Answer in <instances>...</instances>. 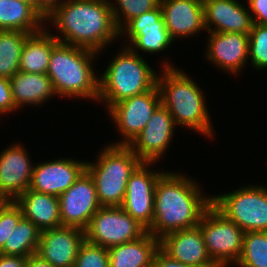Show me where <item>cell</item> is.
<instances>
[{"label": "cell", "mask_w": 267, "mask_h": 267, "mask_svg": "<svg viewBox=\"0 0 267 267\" xmlns=\"http://www.w3.org/2000/svg\"><path fill=\"white\" fill-rule=\"evenodd\" d=\"M152 267H192V266L183 264L171 258L161 248H159L154 256Z\"/></svg>", "instance_id": "36"}, {"label": "cell", "mask_w": 267, "mask_h": 267, "mask_svg": "<svg viewBox=\"0 0 267 267\" xmlns=\"http://www.w3.org/2000/svg\"><path fill=\"white\" fill-rule=\"evenodd\" d=\"M20 1L28 3L36 10V0H20Z\"/></svg>", "instance_id": "40"}, {"label": "cell", "mask_w": 267, "mask_h": 267, "mask_svg": "<svg viewBox=\"0 0 267 267\" xmlns=\"http://www.w3.org/2000/svg\"><path fill=\"white\" fill-rule=\"evenodd\" d=\"M16 106L12 97L10 79L0 76V114L6 115L16 111Z\"/></svg>", "instance_id": "34"}, {"label": "cell", "mask_w": 267, "mask_h": 267, "mask_svg": "<svg viewBox=\"0 0 267 267\" xmlns=\"http://www.w3.org/2000/svg\"><path fill=\"white\" fill-rule=\"evenodd\" d=\"M98 153L95 163L86 161L85 171L93 179L101 206H121L130 175L142 161L126 145L106 144Z\"/></svg>", "instance_id": "6"}, {"label": "cell", "mask_w": 267, "mask_h": 267, "mask_svg": "<svg viewBox=\"0 0 267 267\" xmlns=\"http://www.w3.org/2000/svg\"><path fill=\"white\" fill-rule=\"evenodd\" d=\"M46 26L37 33L30 34L21 53L19 71L47 74L53 48L59 41Z\"/></svg>", "instance_id": "25"}, {"label": "cell", "mask_w": 267, "mask_h": 267, "mask_svg": "<svg viewBox=\"0 0 267 267\" xmlns=\"http://www.w3.org/2000/svg\"><path fill=\"white\" fill-rule=\"evenodd\" d=\"M74 267H109L108 248L85 239L79 248Z\"/></svg>", "instance_id": "32"}, {"label": "cell", "mask_w": 267, "mask_h": 267, "mask_svg": "<svg viewBox=\"0 0 267 267\" xmlns=\"http://www.w3.org/2000/svg\"><path fill=\"white\" fill-rule=\"evenodd\" d=\"M22 218L21 208L15 201L7 200L0 205V250Z\"/></svg>", "instance_id": "33"}, {"label": "cell", "mask_w": 267, "mask_h": 267, "mask_svg": "<svg viewBox=\"0 0 267 267\" xmlns=\"http://www.w3.org/2000/svg\"><path fill=\"white\" fill-rule=\"evenodd\" d=\"M254 24L267 25V0H246Z\"/></svg>", "instance_id": "35"}, {"label": "cell", "mask_w": 267, "mask_h": 267, "mask_svg": "<svg viewBox=\"0 0 267 267\" xmlns=\"http://www.w3.org/2000/svg\"><path fill=\"white\" fill-rule=\"evenodd\" d=\"M208 34L205 55L209 63L230 74H239L249 61V35L233 32Z\"/></svg>", "instance_id": "18"}, {"label": "cell", "mask_w": 267, "mask_h": 267, "mask_svg": "<svg viewBox=\"0 0 267 267\" xmlns=\"http://www.w3.org/2000/svg\"><path fill=\"white\" fill-rule=\"evenodd\" d=\"M45 19L28 3L0 0V30H17L29 34L40 32Z\"/></svg>", "instance_id": "26"}, {"label": "cell", "mask_w": 267, "mask_h": 267, "mask_svg": "<svg viewBox=\"0 0 267 267\" xmlns=\"http://www.w3.org/2000/svg\"><path fill=\"white\" fill-rule=\"evenodd\" d=\"M149 65L142 54L135 53L123 45L116 57L114 56L110 61L105 72L99 76L97 102H102L109 110L124 99L155 88L158 74Z\"/></svg>", "instance_id": "5"}, {"label": "cell", "mask_w": 267, "mask_h": 267, "mask_svg": "<svg viewBox=\"0 0 267 267\" xmlns=\"http://www.w3.org/2000/svg\"><path fill=\"white\" fill-rule=\"evenodd\" d=\"M17 142L0 152V197L14 201L31 184L34 164L27 149Z\"/></svg>", "instance_id": "16"}, {"label": "cell", "mask_w": 267, "mask_h": 267, "mask_svg": "<svg viewBox=\"0 0 267 267\" xmlns=\"http://www.w3.org/2000/svg\"><path fill=\"white\" fill-rule=\"evenodd\" d=\"M156 163L142 162L130 175L122 209L147 230L152 226L154 216L155 187L158 179L166 172L154 171ZM151 165V166H150ZM149 167V168H148Z\"/></svg>", "instance_id": "12"}, {"label": "cell", "mask_w": 267, "mask_h": 267, "mask_svg": "<svg viewBox=\"0 0 267 267\" xmlns=\"http://www.w3.org/2000/svg\"><path fill=\"white\" fill-rule=\"evenodd\" d=\"M100 207L93 179L84 171L73 185L59 196L61 224L85 230Z\"/></svg>", "instance_id": "13"}, {"label": "cell", "mask_w": 267, "mask_h": 267, "mask_svg": "<svg viewBox=\"0 0 267 267\" xmlns=\"http://www.w3.org/2000/svg\"><path fill=\"white\" fill-rule=\"evenodd\" d=\"M25 267H53L46 260L42 259L39 255L33 254L27 257Z\"/></svg>", "instance_id": "39"}, {"label": "cell", "mask_w": 267, "mask_h": 267, "mask_svg": "<svg viewBox=\"0 0 267 267\" xmlns=\"http://www.w3.org/2000/svg\"><path fill=\"white\" fill-rule=\"evenodd\" d=\"M64 0H36V11L46 19Z\"/></svg>", "instance_id": "37"}, {"label": "cell", "mask_w": 267, "mask_h": 267, "mask_svg": "<svg viewBox=\"0 0 267 267\" xmlns=\"http://www.w3.org/2000/svg\"><path fill=\"white\" fill-rule=\"evenodd\" d=\"M168 60H162L163 74L159 71L157 78L161 104L170 112L176 126L187 127L212 138L214 127L202 89L186 72L168 63Z\"/></svg>", "instance_id": "3"}, {"label": "cell", "mask_w": 267, "mask_h": 267, "mask_svg": "<svg viewBox=\"0 0 267 267\" xmlns=\"http://www.w3.org/2000/svg\"><path fill=\"white\" fill-rule=\"evenodd\" d=\"M238 267H267V232H245Z\"/></svg>", "instance_id": "29"}, {"label": "cell", "mask_w": 267, "mask_h": 267, "mask_svg": "<svg viewBox=\"0 0 267 267\" xmlns=\"http://www.w3.org/2000/svg\"><path fill=\"white\" fill-rule=\"evenodd\" d=\"M86 160L73 158H59L53 161H44L33 167L29 189L59 197L85 171Z\"/></svg>", "instance_id": "15"}, {"label": "cell", "mask_w": 267, "mask_h": 267, "mask_svg": "<svg viewBox=\"0 0 267 267\" xmlns=\"http://www.w3.org/2000/svg\"><path fill=\"white\" fill-rule=\"evenodd\" d=\"M160 105L161 95L158 86L114 104L108 110V114L115 123V128L120 132L122 140L110 144L129 146L146 127L152 114Z\"/></svg>", "instance_id": "10"}, {"label": "cell", "mask_w": 267, "mask_h": 267, "mask_svg": "<svg viewBox=\"0 0 267 267\" xmlns=\"http://www.w3.org/2000/svg\"><path fill=\"white\" fill-rule=\"evenodd\" d=\"M147 231L121 206H101L85 229V239L92 244L110 248L138 239Z\"/></svg>", "instance_id": "9"}, {"label": "cell", "mask_w": 267, "mask_h": 267, "mask_svg": "<svg viewBox=\"0 0 267 267\" xmlns=\"http://www.w3.org/2000/svg\"><path fill=\"white\" fill-rule=\"evenodd\" d=\"M4 202V200L0 197V205Z\"/></svg>", "instance_id": "41"}, {"label": "cell", "mask_w": 267, "mask_h": 267, "mask_svg": "<svg viewBox=\"0 0 267 267\" xmlns=\"http://www.w3.org/2000/svg\"><path fill=\"white\" fill-rule=\"evenodd\" d=\"M176 124L170 112L161 104L152 114L146 127L129 145L142 162L157 163L168 150Z\"/></svg>", "instance_id": "14"}, {"label": "cell", "mask_w": 267, "mask_h": 267, "mask_svg": "<svg viewBox=\"0 0 267 267\" xmlns=\"http://www.w3.org/2000/svg\"><path fill=\"white\" fill-rule=\"evenodd\" d=\"M203 5L207 32H233L249 35L252 30L254 24L252 16L248 6L244 7L241 1L203 0Z\"/></svg>", "instance_id": "21"}, {"label": "cell", "mask_w": 267, "mask_h": 267, "mask_svg": "<svg viewBox=\"0 0 267 267\" xmlns=\"http://www.w3.org/2000/svg\"><path fill=\"white\" fill-rule=\"evenodd\" d=\"M25 219L41 231L62 226L59 197L27 189L15 200Z\"/></svg>", "instance_id": "22"}, {"label": "cell", "mask_w": 267, "mask_h": 267, "mask_svg": "<svg viewBox=\"0 0 267 267\" xmlns=\"http://www.w3.org/2000/svg\"><path fill=\"white\" fill-rule=\"evenodd\" d=\"M126 34L128 37H125ZM123 35L127 39L123 45L138 54L137 50L148 52L150 55L151 53H160L169 49L170 45L172 46L171 43H174L164 24L160 4L153 10L128 21L119 30V38Z\"/></svg>", "instance_id": "11"}, {"label": "cell", "mask_w": 267, "mask_h": 267, "mask_svg": "<svg viewBox=\"0 0 267 267\" xmlns=\"http://www.w3.org/2000/svg\"><path fill=\"white\" fill-rule=\"evenodd\" d=\"M159 4L166 29L174 41L207 31L203 0H160Z\"/></svg>", "instance_id": "19"}, {"label": "cell", "mask_w": 267, "mask_h": 267, "mask_svg": "<svg viewBox=\"0 0 267 267\" xmlns=\"http://www.w3.org/2000/svg\"><path fill=\"white\" fill-rule=\"evenodd\" d=\"M98 54L90 49L59 42L52 50L47 70L55 94L60 98L98 101L99 77L93 67Z\"/></svg>", "instance_id": "4"}, {"label": "cell", "mask_w": 267, "mask_h": 267, "mask_svg": "<svg viewBox=\"0 0 267 267\" xmlns=\"http://www.w3.org/2000/svg\"><path fill=\"white\" fill-rule=\"evenodd\" d=\"M212 205L244 232H267V186L245 185L212 196Z\"/></svg>", "instance_id": "7"}, {"label": "cell", "mask_w": 267, "mask_h": 267, "mask_svg": "<svg viewBox=\"0 0 267 267\" xmlns=\"http://www.w3.org/2000/svg\"><path fill=\"white\" fill-rule=\"evenodd\" d=\"M10 83L17 110L26 107V105L40 107L54 95L56 96L51 79L47 74L18 71L10 78Z\"/></svg>", "instance_id": "23"}, {"label": "cell", "mask_w": 267, "mask_h": 267, "mask_svg": "<svg viewBox=\"0 0 267 267\" xmlns=\"http://www.w3.org/2000/svg\"><path fill=\"white\" fill-rule=\"evenodd\" d=\"M41 230L24 217L7 238L0 254L29 257L36 254Z\"/></svg>", "instance_id": "27"}, {"label": "cell", "mask_w": 267, "mask_h": 267, "mask_svg": "<svg viewBox=\"0 0 267 267\" xmlns=\"http://www.w3.org/2000/svg\"><path fill=\"white\" fill-rule=\"evenodd\" d=\"M159 2L160 0H108L118 30L136 16L156 8Z\"/></svg>", "instance_id": "30"}, {"label": "cell", "mask_w": 267, "mask_h": 267, "mask_svg": "<svg viewBox=\"0 0 267 267\" xmlns=\"http://www.w3.org/2000/svg\"><path fill=\"white\" fill-rule=\"evenodd\" d=\"M249 60L255 70L267 68V25L253 24L249 33Z\"/></svg>", "instance_id": "31"}, {"label": "cell", "mask_w": 267, "mask_h": 267, "mask_svg": "<svg viewBox=\"0 0 267 267\" xmlns=\"http://www.w3.org/2000/svg\"><path fill=\"white\" fill-rule=\"evenodd\" d=\"M46 21V26L51 23L61 32L52 33L59 42L96 51L99 56L120 39L108 0H64Z\"/></svg>", "instance_id": "1"}, {"label": "cell", "mask_w": 267, "mask_h": 267, "mask_svg": "<svg viewBox=\"0 0 267 267\" xmlns=\"http://www.w3.org/2000/svg\"><path fill=\"white\" fill-rule=\"evenodd\" d=\"M200 186L187 174L166 170L156 183L154 216L148 232L161 239L170 232L198 226L212 205V195L206 196Z\"/></svg>", "instance_id": "2"}, {"label": "cell", "mask_w": 267, "mask_h": 267, "mask_svg": "<svg viewBox=\"0 0 267 267\" xmlns=\"http://www.w3.org/2000/svg\"><path fill=\"white\" fill-rule=\"evenodd\" d=\"M198 226L212 261L218 267L235 265L242 253L245 232L213 205L204 212Z\"/></svg>", "instance_id": "8"}, {"label": "cell", "mask_w": 267, "mask_h": 267, "mask_svg": "<svg viewBox=\"0 0 267 267\" xmlns=\"http://www.w3.org/2000/svg\"><path fill=\"white\" fill-rule=\"evenodd\" d=\"M29 33L0 30V76L11 78L19 71L21 53Z\"/></svg>", "instance_id": "28"}, {"label": "cell", "mask_w": 267, "mask_h": 267, "mask_svg": "<svg viewBox=\"0 0 267 267\" xmlns=\"http://www.w3.org/2000/svg\"><path fill=\"white\" fill-rule=\"evenodd\" d=\"M27 257L0 254V267H25Z\"/></svg>", "instance_id": "38"}, {"label": "cell", "mask_w": 267, "mask_h": 267, "mask_svg": "<svg viewBox=\"0 0 267 267\" xmlns=\"http://www.w3.org/2000/svg\"><path fill=\"white\" fill-rule=\"evenodd\" d=\"M85 241V230L60 226L41 231L36 254L53 267H74L79 248Z\"/></svg>", "instance_id": "17"}, {"label": "cell", "mask_w": 267, "mask_h": 267, "mask_svg": "<svg viewBox=\"0 0 267 267\" xmlns=\"http://www.w3.org/2000/svg\"><path fill=\"white\" fill-rule=\"evenodd\" d=\"M160 239L148 231L138 239L108 248L109 267H152Z\"/></svg>", "instance_id": "24"}, {"label": "cell", "mask_w": 267, "mask_h": 267, "mask_svg": "<svg viewBox=\"0 0 267 267\" xmlns=\"http://www.w3.org/2000/svg\"><path fill=\"white\" fill-rule=\"evenodd\" d=\"M160 248L171 258L192 267H218L207 253L199 226L164 235Z\"/></svg>", "instance_id": "20"}]
</instances>
